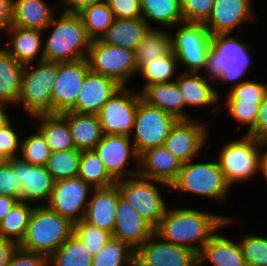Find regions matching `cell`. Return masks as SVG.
Instances as JSON below:
<instances>
[{
    "label": "cell",
    "instance_id": "16",
    "mask_svg": "<svg viewBox=\"0 0 267 266\" xmlns=\"http://www.w3.org/2000/svg\"><path fill=\"white\" fill-rule=\"evenodd\" d=\"M198 119L178 120L169 132L164 146L183 164L197 160L207 142L208 130Z\"/></svg>",
    "mask_w": 267,
    "mask_h": 266
},
{
    "label": "cell",
    "instance_id": "34",
    "mask_svg": "<svg viewBox=\"0 0 267 266\" xmlns=\"http://www.w3.org/2000/svg\"><path fill=\"white\" fill-rule=\"evenodd\" d=\"M141 7L142 18L150 28H156L152 26V22L159 24V27L163 26V29H172L183 22L180 0H141Z\"/></svg>",
    "mask_w": 267,
    "mask_h": 266
},
{
    "label": "cell",
    "instance_id": "18",
    "mask_svg": "<svg viewBox=\"0 0 267 266\" xmlns=\"http://www.w3.org/2000/svg\"><path fill=\"white\" fill-rule=\"evenodd\" d=\"M17 174L21 187V201L46 205L51 197L54 180L45 166L32 165L20 157L8 159Z\"/></svg>",
    "mask_w": 267,
    "mask_h": 266
},
{
    "label": "cell",
    "instance_id": "26",
    "mask_svg": "<svg viewBox=\"0 0 267 266\" xmlns=\"http://www.w3.org/2000/svg\"><path fill=\"white\" fill-rule=\"evenodd\" d=\"M139 93L147 104L172 114L178 120L194 119L186 112L185 99L175 82L147 85Z\"/></svg>",
    "mask_w": 267,
    "mask_h": 266
},
{
    "label": "cell",
    "instance_id": "28",
    "mask_svg": "<svg viewBox=\"0 0 267 266\" xmlns=\"http://www.w3.org/2000/svg\"><path fill=\"white\" fill-rule=\"evenodd\" d=\"M58 9V2L51 8L45 0H13L12 26L45 30Z\"/></svg>",
    "mask_w": 267,
    "mask_h": 266
},
{
    "label": "cell",
    "instance_id": "2",
    "mask_svg": "<svg viewBox=\"0 0 267 266\" xmlns=\"http://www.w3.org/2000/svg\"><path fill=\"white\" fill-rule=\"evenodd\" d=\"M57 17L54 16L43 30L45 32L51 29L48 38L43 40L44 60L63 63L86 58L92 40L88 37L80 16L61 11Z\"/></svg>",
    "mask_w": 267,
    "mask_h": 266
},
{
    "label": "cell",
    "instance_id": "40",
    "mask_svg": "<svg viewBox=\"0 0 267 266\" xmlns=\"http://www.w3.org/2000/svg\"><path fill=\"white\" fill-rule=\"evenodd\" d=\"M135 250L126 242L111 239L97 255L92 257L91 266H134Z\"/></svg>",
    "mask_w": 267,
    "mask_h": 266
},
{
    "label": "cell",
    "instance_id": "32",
    "mask_svg": "<svg viewBox=\"0 0 267 266\" xmlns=\"http://www.w3.org/2000/svg\"><path fill=\"white\" fill-rule=\"evenodd\" d=\"M24 65L0 47V103L17 105Z\"/></svg>",
    "mask_w": 267,
    "mask_h": 266
},
{
    "label": "cell",
    "instance_id": "52",
    "mask_svg": "<svg viewBox=\"0 0 267 266\" xmlns=\"http://www.w3.org/2000/svg\"><path fill=\"white\" fill-rule=\"evenodd\" d=\"M249 136L256 138L259 142L267 141V90L260 104L255 128Z\"/></svg>",
    "mask_w": 267,
    "mask_h": 266
},
{
    "label": "cell",
    "instance_id": "47",
    "mask_svg": "<svg viewBox=\"0 0 267 266\" xmlns=\"http://www.w3.org/2000/svg\"><path fill=\"white\" fill-rule=\"evenodd\" d=\"M214 0H180L184 22L204 23L212 10Z\"/></svg>",
    "mask_w": 267,
    "mask_h": 266
},
{
    "label": "cell",
    "instance_id": "6",
    "mask_svg": "<svg viewBox=\"0 0 267 266\" xmlns=\"http://www.w3.org/2000/svg\"><path fill=\"white\" fill-rule=\"evenodd\" d=\"M35 64L24 65L17 101L29 117L52 113V92L58 75V63L43 60Z\"/></svg>",
    "mask_w": 267,
    "mask_h": 266
},
{
    "label": "cell",
    "instance_id": "35",
    "mask_svg": "<svg viewBox=\"0 0 267 266\" xmlns=\"http://www.w3.org/2000/svg\"><path fill=\"white\" fill-rule=\"evenodd\" d=\"M34 204L18 201L0 222V237L16 242L23 240Z\"/></svg>",
    "mask_w": 267,
    "mask_h": 266
},
{
    "label": "cell",
    "instance_id": "1",
    "mask_svg": "<svg viewBox=\"0 0 267 266\" xmlns=\"http://www.w3.org/2000/svg\"><path fill=\"white\" fill-rule=\"evenodd\" d=\"M232 221V217L206 210L168 206L154 234L165 242L188 247L199 254L210 237Z\"/></svg>",
    "mask_w": 267,
    "mask_h": 266
},
{
    "label": "cell",
    "instance_id": "19",
    "mask_svg": "<svg viewBox=\"0 0 267 266\" xmlns=\"http://www.w3.org/2000/svg\"><path fill=\"white\" fill-rule=\"evenodd\" d=\"M251 0H214L208 19L203 23L210 35L232 34L242 24L255 20Z\"/></svg>",
    "mask_w": 267,
    "mask_h": 266
},
{
    "label": "cell",
    "instance_id": "44",
    "mask_svg": "<svg viewBox=\"0 0 267 266\" xmlns=\"http://www.w3.org/2000/svg\"><path fill=\"white\" fill-rule=\"evenodd\" d=\"M260 104L256 101L225 100L223 105L228 110L227 114L240 124L237 129L248 125L245 135H249L255 128Z\"/></svg>",
    "mask_w": 267,
    "mask_h": 266
},
{
    "label": "cell",
    "instance_id": "14",
    "mask_svg": "<svg viewBox=\"0 0 267 266\" xmlns=\"http://www.w3.org/2000/svg\"><path fill=\"white\" fill-rule=\"evenodd\" d=\"M94 150L103 162L109 175L115 181L138 174L139 156L134 149L131 137L104 134ZM129 160L135 162L137 169L128 167Z\"/></svg>",
    "mask_w": 267,
    "mask_h": 266
},
{
    "label": "cell",
    "instance_id": "50",
    "mask_svg": "<svg viewBox=\"0 0 267 266\" xmlns=\"http://www.w3.org/2000/svg\"><path fill=\"white\" fill-rule=\"evenodd\" d=\"M114 19L142 18L141 0H107Z\"/></svg>",
    "mask_w": 267,
    "mask_h": 266
},
{
    "label": "cell",
    "instance_id": "30",
    "mask_svg": "<svg viewBox=\"0 0 267 266\" xmlns=\"http://www.w3.org/2000/svg\"><path fill=\"white\" fill-rule=\"evenodd\" d=\"M149 29L148 23L143 18L114 19L110 28L99 40L134 51Z\"/></svg>",
    "mask_w": 267,
    "mask_h": 266
},
{
    "label": "cell",
    "instance_id": "46",
    "mask_svg": "<svg viewBox=\"0 0 267 266\" xmlns=\"http://www.w3.org/2000/svg\"><path fill=\"white\" fill-rule=\"evenodd\" d=\"M228 90L227 97L224 100L256 101L261 103L267 90V84L246 79V81L239 83L235 87H228Z\"/></svg>",
    "mask_w": 267,
    "mask_h": 266
},
{
    "label": "cell",
    "instance_id": "42",
    "mask_svg": "<svg viewBox=\"0 0 267 266\" xmlns=\"http://www.w3.org/2000/svg\"><path fill=\"white\" fill-rule=\"evenodd\" d=\"M50 155L51 150L38 129L21 141L19 157L25 162L45 166Z\"/></svg>",
    "mask_w": 267,
    "mask_h": 266
},
{
    "label": "cell",
    "instance_id": "27",
    "mask_svg": "<svg viewBox=\"0 0 267 266\" xmlns=\"http://www.w3.org/2000/svg\"><path fill=\"white\" fill-rule=\"evenodd\" d=\"M208 262L214 266H247L239 243L219 234L218 230L198 254V266Z\"/></svg>",
    "mask_w": 267,
    "mask_h": 266
},
{
    "label": "cell",
    "instance_id": "57",
    "mask_svg": "<svg viewBox=\"0 0 267 266\" xmlns=\"http://www.w3.org/2000/svg\"><path fill=\"white\" fill-rule=\"evenodd\" d=\"M264 149V150H263ZM259 173L267 182V141L260 142V167Z\"/></svg>",
    "mask_w": 267,
    "mask_h": 266
},
{
    "label": "cell",
    "instance_id": "43",
    "mask_svg": "<svg viewBox=\"0 0 267 266\" xmlns=\"http://www.w3.org/2000/svg\"><path fill=\"white\" fill-rule=\"evenodd\" d=\"M74 234L80 238L92 256L97 255L112 237L110 232L93 226L83 219L74 223Z\"/></svg>",
    "mask_w": 267,
    "mask_h": 266
},
{
    "label": "cell",
    "instance_id": "36",
    "mask_svg": "<svg viewBox=\"0 0 267 266\" xmlns=\"http://www.w3.org/2000/svg\"><path fill=\"white\" fill-rule=\"evenodd\" d=\"M92 255L76 234H72L48 257V266H91Z\"/></svg>",
    "mask_w": 267,
    "mask_h": 266
},
{
    "label": "cell",
    "instance_id": "9",
    "mask_svg": "<svg viewBox=\"0 0 267 266\" xmlns=\"http://www.w3.org/2000/svg\"><path fill=\"white\" fill-rule=\"evenodd\" d=\"M227 183L247 182L259 174L260 142L249 135L223 145L218 158Z\"/></svg>",
    "mask_w": 267,
    "mask_h": 266
},
{
    "label": "cell",
    "instance_id": "56",
    "mask_svg": "<svg viewBox=\"0 0 267 266\" xmlns=\"http://www.w3.org/2000/svg\"><path fill=\"white\" fill-rule=\"evenodd\" d=\"M18 201L17 198L0 195V222Z\"/></svg>",
    "mask_w": 267,
    "mask_h": 266
},
{
    "label": "cell",
    "instance_id": "13",
    "mask_svg": "<svg viewBox=\"0 0 267 266\" xmlns=\"http://www.w3.org/2000/svg\"><path fill=\"white\" fill-rule=\"evenodd\" d=\"M92 190L78 176L54 181L51 197L46 205L74 224L84 218L91 194L89 192Z\"/></svg>",
    "mask_w": 267,
    "mask_h": 266
},
{
    "label": "cell",
    "instance_id": "41",
    "mask_svg": "<svg viewBox=\"0 0 267 266\" xmlns=\"http://www.w3.org/2000/svg\"><path fill=\"white\" fill-rule=\"evenodd\" d=\"M81 150L51 152L45 165L54 181L78 176Z\"/></svg>",
    "mask_w": 267,
    "mask_h": 266
},
{
    "label": "cell",
    "instance_id": "7",
    "mask_svg": "<svg viewBox=\"0 0 267 266\" xmlns=\"http://www.w3.org/2000/svg\"><path fill=\"white\" fill-rule=\"evenodd\" d=\"M178 26V27H177ZM173 28L172 52L179 65L186 67L183 72L207 73L211 35L203 23L182 22Z\"/></svg>",
    "mask_w": 267,
    "mask_h": 266
},
{
    "label": "cell",
    "instance_id": "31",
    "mask_svg": "<svg viewBox=\"0 0 267 266\" xmlns=\"http://www.w3.org/2000/svg\"><path fill=\"white\" fill-rule=\"evenodd\" d=\"M37 121L51 152L76 149L67 120L60 113L39 114L31 117Z\"/></svg>",
    "mask_w": 267,
    "mask_h": 266
},
{
    "label": "cell",
    "instance_id": "39",
    "mask_svg": "<svg viewBox=\"0 0 267 266\" xmlns=\"http://www.w3.org/2000/svg\"><path fill=\"white\" fill-rule=\"evenodd\" d=\"M91 40H97L110 28L114 16L107 2L85 7L77 13Z\"/></svg>",
    "mask_w": 267,
    "mask_h": 266
},
{
    "label": "cell",
    "instance_id": "5",
    "mask_svg": "<svg viewBox=\"0 0 267 266\" xmlns=\"http://www.w3.org/2000/svg\"><path fill=\"white\" fill-rule=\"evenodd\" d=\"M193 161L181 165L179 175L171 185V191L200 195L202 198L218 201L217 203L226 202L232 187L227 183L218 160L197 163Z\"/></svg>",
    "mask_w": 267,
    "mask_h": 266
},
{
    "label": "cell",
    "instance_id": "29",
    "mask_svg": "<svg viewBox=\"0 0 267 266\" xmlns=\"http://www.w3.org/2000/svg\"><path fill=\"white\" fill-rule=\"evenodd\" d=\"M60 114L67 120L76 149L81 151L94 149L103 138L104 134L98 115L74 111H65Z\"/></svg>",
    "mask_w": 267,
    "mask_h": 266
},
{
    "label": "cell",
    "instance_id": "8",
    "mask_svg": "<svg viewBox=\"0 0 267 266\" xmlns=\"http://www.w3.org/2000/svg\"><path fill=\"white\" fill-rule=\"evenodd\" d=\"M115 185L120 197L129 202L155 229L168 208L158 186L166 187L168 190L171 186L139 174L117 180Z\"/></svg>",
    "mask_w": 267,
    "mask_h": 266
},
{
    "label": "cell",
    "instance_id": "54",
    "mask_svg": "<svg viewBox=\"0 0 267 266\" xmlns=\"http://www.w3.org/2000/svg\"><path fill=\"white\" fill-rule=\"evenodd\" d=\"M13 22V0H0V32H6Z\"/></svg>",
    "mask_w": 267,
    "mask_h": 266
},
{
    "label": "cell",
    "instance_id": "51",
    "mask_svg": "<svg viewBox=\"0 0 267 266\" xmlns=\"http://www.w3.org/2000/svg\"><path fill=\"white\" fill-rule=\"evenodd\" d=\"M7 266H48V257L18 245Z\"/></svg>",
    "mask_w": 267,
    "mask_h": 266
},
{
    "label": "cell",
    "instance_id": "23",
    "mask_svg": "<svg viewBox=\"0 0 267 266\" xmlns=\"http://www.w3.org/2000/svg\"><path fill=\"white\" fill-rule=\"evenodd\" d=\"M182 163L163 145L139 156L138 174L171 186L177 179Z\"/></svg>",
    "mask_w": 267,
    "mask_h": 266
},
{
    "label": "cell",
    "instance_id": "22",
    "mask_svg": "<svg viewBox=\"0 0 267 266\" xmlns=\"http://www.w3.org/2000/svg\"><path fill=\"white\" fill-rule=\"evenodd\" d=\"M202 74L203 72H181L174 82L185 99L186 108L195 106L204 109L213 106L214 109L211 108V111L215 112L218 108L214 104L218 105L221 99L219 92L208 82L210 79L213 80L212 77L208 73Z\"/></svg>",
    "mask_w": 267,
    "mask_h": 266
},
{
    "label": "cell",
    "instance_id": "38",
    "mask_svg": "<svg viewBox=\"0 0 267 266\" xmlns=\"http://www.w3.org/2000/svg\"><path fill=\"white\" fill-rule=\"evenodd\" d=\"M178 60L175 54L171 51L169 54L155 59L152 62H144V64L137 70V75L144 78L145 83L142 89L155 83L174 82L178 72Z\"/></svg>",
    "mask_w": 267,
    "mask_h": 266
},
{
    "label": "cell",
    "instance_id": "59",
    "mask_svg": "<svg viewBox=\"0 0 267 266\" xmlns=\"http://www.w3.org/2000/svg\"><path fill=\"white\" fill-rule=\"evenodd\" d=\"M8 161L7 157L0 151V166Z\"/></svg>",
    "mask_w": 267,
    "mask_h": 266
},
{
    "label": "cell",
    "instance_id": "4",
    "mask_svg": "<svg viewBox=\"0 0 267 266\" xmlns=\"http://www.w3.org/2000/svg\"><path fill=\"white\" fill-rule=\"evenodd\" d=\"M73 233L74 224L69 219L60 216L47 205H35L19 246L49 257Z\"/></svg>",
    "mask_w": 267,
    "mask_h": 266
},
{
    "label": "cell",
    "instance_id": "55",
    "mask_svg": "<svg viewBox=\"0 0 267 266\" xmlns=\"http://www.w3.org/2000/svg\"><path fill=\"white\" fill-rule=\"evenodd\" d=\"M18 247L16 242L0 237V266H7L12 254Z\"/></svg>",
    "mask_w": 267,
    "mask_h": 266
},
{
    "label": "cell",
    "instance_id": "20",
    "mask_svg": "<svg viewBox=\"0 0 267 266\" xmlns=\"http://www.w3.org/2000/svg\"><path fill=\"white\" fill-rule=\"evenodd\" d=\"M153 234L154 228L129 202L119 196L112 237L136 250Z\"/></svg>",
    "mask_w": 267,
    "mask_h": 266
},
{
    "label": "cell",
    "instance_id": "58",
    "mask_svg": "<svg viewBox=\"0 0 267 266\" xmlns=\"http://www.w3.org/2000/svg\"><path fill=\"white\" fill-rule=\"evenodd\" d=\"M6 107V104L0 103V129L11 120V117H9L10 115L5 111L7 110Z\"/></svg>",
    "mask_w": 267,
    "mask_h": 266
},
{
    "label": "cell",
    "instance_id": "15",
    "mask_svg": "<svg viewBox=\"0 0 267 266\" xmlns=\"http://www.w3.org/2000/svg\"><path fill=\"white\" fill-rule=\"evenodd\" d=\"M134 266H198V254L153 234L135 250Z\"/></svg>",
    "mask_w": 267,
    "mask_h": 266
},
{
    "label": "cell",
    "instance_id": "12",
    "mask_svg": "<svg viewBox=\"0 0 267 266\" xmlns=\"http://www.w3.org/2000/svg\"><path fill=\"white\" fill-rule=\"evenodd\" d=\"M139 98L128 86L117 90L98 114L103 134L131 137Z\"/></svg>",
    "mask_w": 267,
    "mask_h": 266
},
{
    "label": "cell",
    "instance_id": "53",
    "mask_svg": "<svg viewBox=\"0 0 267 266\" xmlns=\"http://www.w3.org/2000/svg\"><path fill=\"white\" fill-rule=\"evenodd\" d=\"M103 2H107V0H58L59 8L61 6L64 8L61 11L76 14L85 7Z\"/></svg>",
    "mask_w": 267,
    "mask_h": 266
},
{
    "label": "cell",
    "instance_id": "11",
    "mask_svg": "<svg viewBox=\"0 0 267 266\" xmlns=\"http://www.w3.org/2000/svg\"><path fill=\"white\" fill-rule=\"evenodd\" d=\"M89 70L114 79L121 86L137 74L134 51L92 40L86 57Z\"/></svg>",
    "mask_w": 267,
    "mask_h": 266
},
{
    "label": "cell",
    "instance_id": "3",
    "mask_svg": "<svg viewBox=\"0 0 267 266\" xmlns=\"http://www.w3.org/2000/svg\"><path fill=\"white\" fill-rule=\"evenodd\" d=\"M251 48L239 36L212 35L207 73L217 83H234L231 88L246 81L241 78L253 67Z\"/></svg>",
    "mask_w": 267,
    "mask_h": 266
},
{
    "label": "cell",
    "instance_id": "24",
    "mask_svg": "<svg viewBox=\"0 0 267 266\" xmlns=\"http://www.w3.org/2000/svg\"><path fill=\"white\" fill-rule=\"evenodd\" d=\"M119 196L115 184L105 188H93L83 220L112 234Z\"/></svg>",
    "mask_w": 267,
    "mask_h": 266
},
{
    "label": "cell",
    "instance_id": "33",
    "mask_svg": "<svg viewBox=\"0 0 267 266\" xmlns=\"http://www.w3.org/2000/svg\"><path fill=\"white\" fill-rule=\"evenodd\" d=\"M163 28H150L141 43L134 49L137 70L144 62H152L172 51L171 32Z\"/></svg>",
    "mask_w": 267,
    "mask_h": 266
},
{
    "label": "cell",
    "instance_id": "17",
    "mask_svg": "<svg viewBox=\"0 0 267 266\" xmlns=\"http://www.w3.org/2000/svg\"><path fill=\"white\" fill-rule=\"evenodd\" d=\"M88 71L86 58L58 63V75L52 92V113L69 111L76 104Z\"/></svg>",
    "mask_w": 267,
    "mask_h": 266
},
{
    "label": "cell",
    "instance_id": "21",
    "mask_svg": "<svg viewBox=\"0 0 267 266\" xmlns=\"http://www.w3.org/2000/svg\"><path fill=\"white\" fill-rule=\"evenodd\" d=\"M121 87L114 79L89 70L78 92L76 104L69 111L98 115L103 105Z\"/></svg>",
    "mask_w": 267,
    "mask_h": 266
},
{
    "label": "cell",
    "instance_id": "45",
    "mask_svg": "<svg viewBox=\"0 0 267 266\" xmlns=\"http://www.w3.org/2000/svg\"><path fill=\"white\" fill-rule=\"evenodd\" d=\"M239 245L247 266H267V237L243 235Z\"/></svg>",
    "mask_w": 267,
    "mask_h": 266
},
{
    "label": "cell",
    "instance_id": "48",
    "mask_svg": "<svg viewBox=\"0 0 267 266\" xmlns=\"http://www.w3.org/2000/svg\"><path fill=\"white\" fill-rule=\"evenodd\" d=\"M11 120L0 129V151L7 159L17 158L20 155L21 135L14 129ZM19 154V155H18Z\"/></svg>",
    "mask_w": 267,
    "mask_h": 266
},
{
    "label": "cell",
    "instance_id": "49",
    "mask_svg": "<svg viewBox=\"0 0 267 266\" xmlns=\"http://www.w3.org/2000/svg\"><path fill=\"white\" fill-rule=\"evenodd\" d=\"M0 195L21 201V187L13 166L7 161L0 166Z\"/></svg>",
    "mask_w": 267,
    "mask_h": 266
},
{
    "label": "cell",
    "instance_id": "25",
    "mask_svg": "<svg viewBox=\"0 0 267 266\" xmlns=\"http://www.w3.org/2000/svg\"><path fill=\"white\" fill-rule=\"evenodd\" d=\"M5 34V49L17 62L25 65L33 64L38 57L37 62L44 60L43 30L11 26Z\"/></svg>",
    "mask_w": 267,
    "mask_h": 266
},
{
    "label": "cell",
    "instance_id": "10",
    "mask_svg": "<svg viewBox=\"0 0 267 266\" xmlns=\"http://www.w3.org/2000/svg\"><path fill=\"white\" fill-rule=\"evenodd\" d=\"M178 119L172 114L138 100L134 129L131 136L138 156L148 149L163 146Z\"/></svg>",
    "mask_w": 267,
    "mask_h": 266
},
{
    "label": "cell",
    "instance_id": "37",
    "mask_svg": "<svg viewBox=\"0 0 267 266\" xmlns=\"http://www.w3.org/2000/svg\"><path fill=\"white\" fill-rule=\"evenodd\" d=\"M78 177L92 188H105L116 183L94 149L81 151Z\"/></svg>",
    "mask_w": 267,
    "mask_h": 266
}]
</instances>
